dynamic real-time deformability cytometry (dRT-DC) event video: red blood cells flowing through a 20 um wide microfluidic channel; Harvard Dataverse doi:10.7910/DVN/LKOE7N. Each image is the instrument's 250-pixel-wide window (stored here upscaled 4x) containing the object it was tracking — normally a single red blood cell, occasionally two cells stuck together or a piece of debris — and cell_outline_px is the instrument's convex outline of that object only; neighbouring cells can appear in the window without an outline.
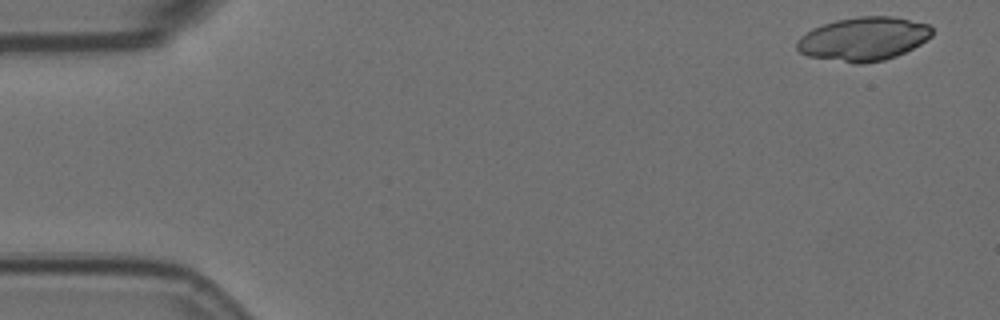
{"species": "Egyptian fruit bat (a non-hibernating species)", "species_latin": "Rousettus aegyptiacus", "temperature_condition": "room temperature", "stored_images_in_passage": 4, "camera_frame_rate_fps": 3000, "um_per_image_px": 0.085, "animal": {"sex": "female"}, "frame": {"image": 1, "passage_image": 1, "time_ms": 0.0, "image_size_px": [1000, 320], "cell_outline_px": [[932, 36], [920, 44], [896, 56], [884, 60], [864, 64], [856, 64], [808, 56], [800, 52], [796, 48], [796, 40], [800, 36], [812, 28], [836, 20], [860, 16], [892, 16], [928, 24], [932, 28]], "centroid_in_image_um": [73.38, 3.31], "position_along_channel_um": 11.6, "area_um2": 34.39}}